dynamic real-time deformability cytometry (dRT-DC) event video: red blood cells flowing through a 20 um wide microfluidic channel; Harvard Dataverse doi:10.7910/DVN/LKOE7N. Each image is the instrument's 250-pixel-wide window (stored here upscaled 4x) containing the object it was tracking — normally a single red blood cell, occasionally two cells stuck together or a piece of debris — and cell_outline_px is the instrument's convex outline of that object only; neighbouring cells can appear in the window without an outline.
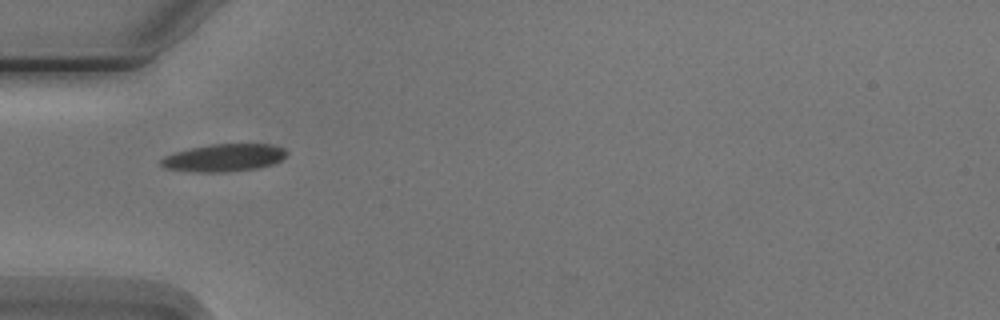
{"species": "Egyptian fruit bat (a non-hibernating species)", "species_latin": "Rousettus aegyptiacus", "temperature_condition": "cold", "stored_images_in_passage": 3, "camera_frame_rate_fps": 3000, "um_per_image_px": 0.085, "animal": {"sex": "male"}, "frame": {"image": 1, "passage_image": 1, "time_ms": 0.0, "image_size_px": [1000, 320], "cell_outline_px": [[288, 152], [280, 160], [272, 164], [256, 168], [216, 172], [204, 172], [168, 168], [160, 164], [160, 160], [164, 156], [176, 152], [192, 148], [212, 144], [272, 144], [284, 148]], "centroid_in_image_um": [19.07, 13.39], "position_along_channel_um": 65.9, "area_um2": 19.65}}
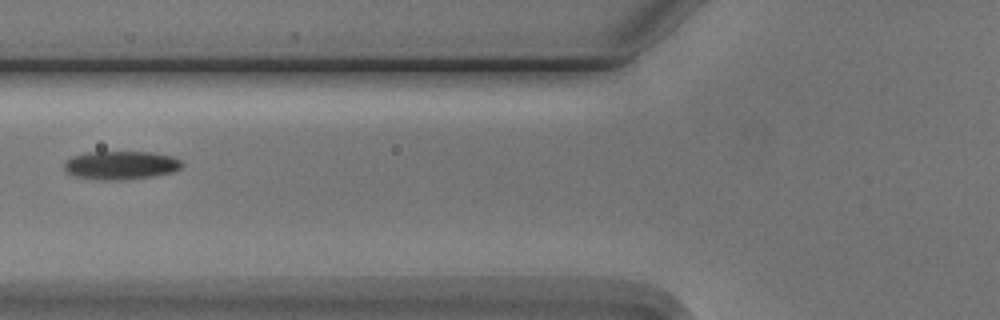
{"frame": {"image": 2, "passage_image": 2, "time_ms": 1.333, "image_size_px": [1000, 320], "cell_outline_px": [[184, 164], [180, 168], [172, 172], [152, 176], [124, 180], [104, 180], [76, 176], [68, 172], [64, 168], [64, 164], [72, 156], [88, 152], [152, 152], [172, 156], [180, 160]], "centroid_in_image_um": [10.3, 14.04], "position_along_channel_um": 115.5, "area_um2": 19.36}}
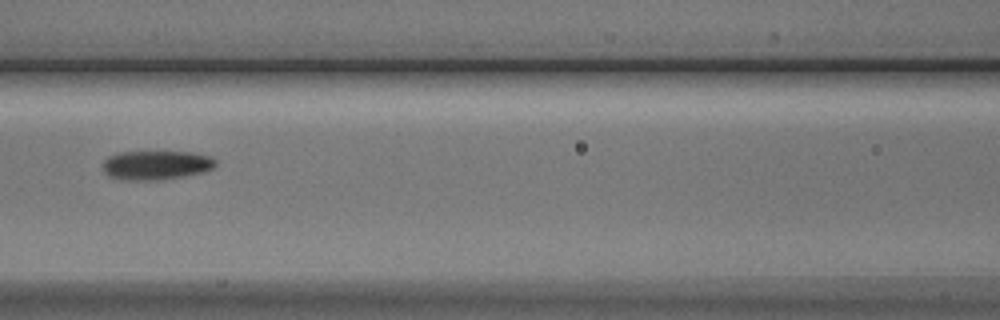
{"frame": {"image": 3, "passage_image": 3, "time_ms": 2.333, "image_size_px": [1000, 320], "cell_outline_px": [[216, 164], [212, 168], [204, 172], [164, 180], [120, 180], [108, 176], [104, 172], [104, 160], [108, 156], [116, 152], [192, 152], [212, 156], [216, 160]], "centroid_in_image_um": [13.27, 14.04], "position_along_channel_um": 153.3, "area_um2": 19.42}}